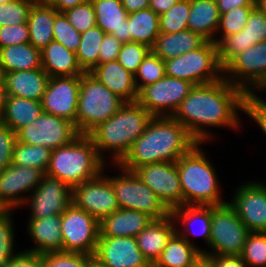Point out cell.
<instances>
[{
  "label": "cell",
  "mask_w": 266,
  "mask_h": 267,
  "mask_svg": "<svg viewBox=\"0 0 266 267\" xmlns=\"http://www.w3.org/2000/svg\"><path fill=\"white\" fill-rule=\"evenodd\" d=\"M58 12L80 5L88 0H47Z\"/></svg>",
  "instance_id": "obj_58"
},
{
  "label": "cell",
  "mask_w": 266,
  "mask_h": 267,
  "mask_svg": "<svg viewBox=\"0 0 266 267\" xmlns=\"http://www.w3.org/2000/svg\"><path fill=\"white\" fill-rule=\"evenodd\" d=\"M88 267H105V266L101 265L97 260L92 258L88 264Z\"/></svg>",
  "instance_id": "obj_61"
},
{
  "label": "cell",
  "mask_w": 266,
  "mask_h": 267,
  "mask_svg": "<svg viewBox=\"0 0 266 267\" xmlns=\"http://www.w3.org/2000/svg\"><path fill=\"white\" fill-rule=\"evenodd\" d=\"M29 43V29L27 23L0 27V48Z\"/></svg>",
  "instance_id": "obj_51"
},
{
  "label": "cell",
  "mask_w": 266,
  "mask_h": 267,
  "mask_svg": "<svg viewBox=\"0 0 266 267\" xmlns=\"http://www.w3.org/2000/svg\"><path fill=\"white\" fill-rule=\"evenodd\" d=\"M152 117L138 101L125 102L113 116L97 125L87 135L104 161L103 153L112 152V162L115 165L129 152Z\"/></svg>",
  "instance_id": "obj_3"
},
{
  "label": "cell",
  "mask_w": 266,
  "mask_h": 267,
  "mask_svg": "<svg viewBox=\"0 0 266 267\" xmlns=\"http://www.w3.org/2000/svg\"><path fill=\"white\" fill-rule=\"evenodd\" d=\"M223 73L228 82L245 93L258 90L266 82V41L256 43L236 55L223 68Z\"/></svg>",
  "instance_id": "obj_12"
},
{
  "label": "cell",
  "mask_w": 266,
  "mask_h": 267,
  "mask_svg": "<svg viewBox=\"0 0 266 267\" xmlns=\"http://www.w3.org/2000/svg\"><path fill=\"white\" fill-rule=\"evenodd\" d=\"M96 15L97 26L115 36L121 43L130 42L128 12L121 0H90Z\"/></svg>",
  "instance_id": "obj_23"
},
{
  "label": "cell",
  "mask_w": 266,
  "mask_h": 267,
  "mask_svg": "<svg viewBox=\"0 0 266 267\" xmlns=\"http://www.w3.org/2000/svg\"><path fill=\"white\" fill-rule=\"evenodd\" d=\"M201 257L202 250L176 232L152 267H193Z\"/></svg>",
  "instance_id": "obj_33"
},
{
  "label": "cell",
  "mask_w": 266,
  "mask_h": 267,
  "mask_svg": "<svg viewBox=\"0 0 266 267\" xmlns=\"http://www.w3.org/2000/svg\"><path fill=\"white\" fill-rule=\"evenodd\" d=\"M212 267H248L241 256L206 255Z\"/></svg>",
  "instance_id": "obj_54"
},
{
  "label": "cell",
  "mask_w": 266,
  "mask_h": 267,
  "mask_svg": "<svg viewBox=\"0 0 266 267\" xmlns=\"http://www.w3.org/2000/svg\"><path fill=\"white\" fill-rule=\"evenodd\" d=\"M154 219L149 215L130 209L119 208L99 222L100 235L108 237H136Z\"/></svg>",
  "instance_id": "obj_26"
},
{
  "label": "cell",
  "mask_w": 266,
  "mask_h": 267,
  "mask_svg": "<svg viewBox=\"0 0 266 267\" xmlns=\"http://www.w3.org/2000/svg\"><path fill=\"white\" fill-rule=\"evenodd\" d=\"M8 267H43L42 254L29 249L17 254L14 253Z\"/></svg>",
  "instance_id": "obj_53"
},
{
  "label": "cell",
  "mask_w": 266,
  "mask_h": 267,
  "mask_svg": "<svg viewBox=\"0 0 266 267\" xmlns=\"http://www.w3.org/2000/svg\"><path fill=\"white\" fill-rule=\"evenodd\" d=\"M122 43L113 35L105 34L99 47L98 64L117 60Z\"/></svg>",
  "instance_id": "obj_52"
},
{
  "label": "cell",
  "mask_w": 266,
  "mask_h": 267,
  "mask_svg": "<svg viewBox=\"0 0 266 267\" xmlns=\"http://www.w3.org/2000/svg\"><path fill=\"white\" fill-rule=\"evenodd\" d=\"M17 141L55 150L73 142L79 135L75 123L43 112L17 132Z\"/></svg>",
  "instance_id": "obj_11"
},
{
  "label": "cell",
  "mask_w": 266,
  "mask_h": 267,
  "mask_svg": "<svg viewBox=\"0 0 266 267\" xmlns=\"http://www.w3.org/2000/svg\"><path fill=\"white\" fill-rule=\"evenodd\" d=\"M127 19L130 42L143 43L151 48L160 34L159 15L147 8L129 13Z\"/></svg>",
  "instance_id": "obj_36"
},
{
  "label": "cell",
  "mask_w": 266,
  "mask_h": 267,
  "mask_svg": "<svg viewBox=\"0 0 266 267\" xmlns=\"http://www.w3.org/2000/svg\"><path fill=\"white\" fill-rule=\"evenodd\" d=\"M151 51V48L139 42L122 43L117 61L129 72L135 74L138 67Z\"/></svg>",
  "instance_id": "obj_46"
},
{
  "label": "cell",
  "mask_w": 266,
  "mask_h": 267,
  "mask_svg": "<svg viewBox=\"0 0 266 267\" xmlns=\"http://www.w3.org/2000/svg\"><path fill=\"white\" fill-rule=\"evenodd\" d=\"M5 82L6 96H16L41 101L49 80L43 68L22 70L2 75Z\"/></svg>",
  "instance_id": "obj_24"
},
{
  "label": "cell",
  "mask_w": 266,
  "mask_h": 267,
  "mask_svg": "<svg viewBox=\"0 0 266 267\" xmlns=\"http://www.w3.org/2000/svg\"><path fill=\"white\" fill-rule=\"evenodd\" d=\"M241 257L248 267H266V232H250Z\"/></svg>",
  "instance_id": "obj_41"
},
{
  "label": "cell",
  "mask_w": 266,
  "mask_h": 267,
  "mask_svg": "<svg viewBox=\"0 0 266 267\" xmlns=\"http://www.w3.org/2000/svg\"><path fill=\"white\" fill-rule=\"evenodd\" d=\"M207 40L189 29L179 33H160L151 51L166 61L201 47Z\"/></svg>",
  "instance_id": "obj_30"
},
{
  "label": "cell",
  "mask_w": 266,
  "mask_h": 267,
  "mask_svg": "<svg viewBox=\"0 0 266 267\" xmlns=\"http://www.w3.org/2000/svg\"><path fill=\"white\" fill-rule=\"evenodd\" d=\"M171 215L174 220L181 223L184 227V230H178L177 233L183 237L188 243L194 244L191 242V239H188L189 235L186 232H191L188 228L190 225H193V222H198L197 235H201L204 240H206L207 245L209 246L210 235H211V206H201V205H182L177 208H174L171 211ZM177 219V220H176ZM187 228V229H186ZM194 229V228H193ZM184 231V232H183ZM194 231V230H193ZM191 232L192 235H196L195 232Z\"/></svg>",
  "instance_id": "obj_35"
},
{
  "label": "cell",
  "mask_w": 266,
  "mask_h": 267,
  "mask_svg": "<svg viewBox=\"0 0 266 267\" xmlns=\"http://www.w3.org/2000/svg\"><path fill=\"white\" fill-rule=\"evenodd\" d=\"M197 143L173 117H152L145 131L133 142L129 152L116 166L134 171L156 162H176Z\"/></svg>",
  "instance_id": "obj_2"
},
{
  "label": "cell",
  "mask_w": 266,
  "mask_h": 267,
  "mask_svg": "<svg viewBox=\"0 0 266 267\" xmlns=\"http://www.w3.org/2000/svg\"><path fill=\"white\" fill-rule=\"evenodd\" d=\"M258 4L261 6V8L264 10L266 14V0H258Z\"/></svg>",
  "instance_id": "obj_62"
},
{
  "label": "cell",
  "mask_w": 266,
  "mask_h": 267,
  "mask_svg": "<svg viewBox=\"0 0 266 267\" xmlns=\"http://www.w3.org/2000/svg\"><path fill=\"white\" fill-rule=\"evenodd\" d=\"M197 143L177 161L183 205L219 206L226 204L220 197L215 169Z\"/></svg>",
  "instance_id": "obj_5"
},
{
  "label": "cell",
  "mask_w": 266,
  "mask_h": 267,
  "mask_svg": "<svg viewBox=\"0 0 266 267\" xmlns=\"http://www.w3.org/2000/svg\"><path fill=\"white\" fill-rule=\"evenodd\" d=\"M41 66L49 77L78 76L85 73L78 63L76 53L54 40L41 50Z\"/></svg>",
  "instance_id": "obj_28"
},
{
  "label": "cell",
  "mask_w": 266,
  "mask_h": 267,
  "mask_svg": "<svg viewBox=\"0 0 266 267\" xmlns=\"http://www.w3.org/2000/svg\"><path fill=\"white\" fill-rule=\"evenodd\" d=\"M89 74L124 102L138 100L139 91L134 74L127 71L117 60L98 64Z\"/></svg>",
  "instance_id": "obj_22"
},
{
  "label": "cell",
  "mask_w": 266,
  "mask_h": 267,
  "mask_svg": "<svg viewBox=\"0 0 266 267\" xmlns=\"http://www.w3.org/2000/svg\"><path fill=\"white\" fill-rule=\"evenodd\" d=\"M245 95L240 87L224 77L213 83L194 85L172 117L203 144L212 137L205 129L208 126L239 127L241 121L237 111H244Z\"/></svg>",
  "instance_id": "obj_1"
},
{
  "label": "cell",
  "mask_w": 266,
  "mask_h": 267,
  "mask_svg": "<svg viewBox=\"0 0 266 267\" xmlns=\"http://www.w3.org/2000/svg\"><path fill=\"white\" fill-rule=\"evenodd\" d=\"M52 150L26 143L16 142L13 150L11 164L38 168L44 173L50 164Z\"/></svg>",
  "instance_id": "obj_38"
},
{
  "label": "cell",
  "mask_w": 266,
  "mask_h": 267,
  "mask_svg": "<svg viewBox=\"0 0 266 267\" xmlns=\"http://www.w3.org/2000/svg\"><path fill=\"white\" fill-rule=\"evenodd\" d=\"M44 175L45 173L38 168L16 164H11L0 172V209L13 210L22 206L29 199L23 197V193L33 192Z\"/></svg>",
  "instance_id": "obj_18"
},
{
  "label": "cell",
  "mask_w": 266,
  "mask_h": 267,
  "mask_svg": "<svg viewBox=\"0 0 266 267\" xmlns=\"http://www.w3.org/2000/svg\"><path fill=\"white\" fill-rule=\"evenodd\" d=\"M28 233L36 243L30 249L36 253L63 252V238L61 231V215H52L45 218H30Z\"/></svg>",
  "instance_id": "obj_27"
},
{
  "label": "cell",
  "mask_w": 266,
  "mask_h": 267,
  "mask_svg": "<svg viewBox=\"0 0 266 267\" xmlns=\"http://www.w3.org/2000/svg\"><path fill=\"white\" fill-rule=\"evenodd\" d=\"M149 1L150 0H121L124 9L128 13L149 8Z\"/></svg>",
  "instance_id": "obj_57"
},
{
  "label": "cell",
  "mask_w": 266,
  "mask_h": 267,
  "mask_svg": "<svg viewBox=\"0 0 266 267\" xmlns=\"http://www.w3.org/2000/svg\"><path fill=\"white\" fill-rule=\"evenodd\" d=\"M254 7H235L227 13L220 15L217 30L222 31V37H216L215 43L218 45L225 37L240 32L246 25L249 14Z\"/></svg>",
  "instance_id": "obj_42"
},
{
  "label": "cell",
  "mask_w": 266,
  "mask_h": 267,
  "mask_svg": "<svg viewBox=\"0 0 266 267\" xmlns=\"http://www.w3.org/2000/svg\"><path fill=\"white\" fill-rule=\"evenodd\" d=\"M172 211L183 205V194L176 162H156L133 171Z\"/></svg>",
  "instance_id": "obj_15"
},
{
  "label": "cell",
  "mask_w": 266,
  "mask_h": 267,
  "mask_svg": "<svg viewBox=\"0 0 266 267\" xmlns=\"http://www.w3.org/2000/svg\"><path fill=\"white\" fill-rule=\"evenodd\" d=\"M98 176L72 188V203L94 216L99 222L119 209L109 177Z\"/></svg>",
  "instance_id": "obj_14"
},
{
  "label": "cell",
  "mask_w": 266,
  "mask_h": 267,
  "mask_svg": "<svg viewBox=\"0 0 266 267\" xmlns=\"http://www.w3.org/2000/svg\"><path fill=\"white\" fill-rule=\"evenodd\" d=\"M93 258L105 267H152L139 250L136 237L99 236Z\"/></svg>",
  "instance_id": "obj_20"
},
{
  "label": "cell",
  "mask_w": 266,
  "mask_h": 267,
  "mask_svg": "<svg viewBox=\"0 0 266 267\" xmlns=\"http://www.w3.org/2000/svg\"><path fill=\"white\" fill-rule=\"evenodd\" d=\"M169 77L182 79L194 85L209 84L223 78V68L218 59V46L206 41L201 47L164 61Z\"/></svg>",
  "instance_id": "obj_7"
},
{
  "label": "cell",
  "mask_w": 266,
  "mask_h": 267,
  "mask_svg": "<svg viewBox=\"0 0 266 267\" xmlns=\"http://www.w3.org/2000/svg\"><path fill=\"white\" fill-rule=\"evenodd\" d=\"M262 89V90H265L266 89V82L259 88V90Z\"/></svg>",
  "instance_id": "obj_64"
},
{
  "label": "cell",
  "mask_w": 266,
  "mask_h": 267,
  "mask_svg": "<svg viewBox=\"0 0 266 267\" xmlns=\"http://www.w3.org/2000/svg\"><path fill=\"white\" fill-rule=\"evenodd\" d=\"M80 77H49L41 98L43 112L67 119L76 125Z\"/></svg>",
  "instance_id": "obj_16"
},
{
  "label": "cell",
  "mask_w": 266,
  "mask_h": 267,
  "mask_svg": "<svg viewBox=\"0 0 266 267\" xmlns=\"http://www.w3.org/2000/svg\"><path fill=\"white\" fill-rule=\"evenodd\" d=\"M262 41H266V14L257 4L249 14L245 27L217 45L220 65L224 68L236 55Z\"/></svg>",
  "instance_id": "obj_21"
},
{
  "label": "cell",
  "mask_w": 266,
  "mask_h": 267,
  "mask_svg": "<svg viewBox=\"0 0 266 267\" xmlns=\"http://www.w3.org/2000/svg\"><path fill=\"white\" fill-rule=\"evenodd\" d=\"M220 15L229 12L235 7H255L258 0H216Z\"/></svg>",
  "instance_id": "obj_55"
},
{
  "label": "cell",
  "mask_w": 266,
  "mask_h": 267,
  "mask_svg": "<svg viewBox=\"0 0 266 267\" xmlns=\"http://www.w3.org/2000/svg\"><path fill=\"white\" fill-rule=\"evenodd\" d=\"M165 76L164 60L150 51L134 74L137 90L140 91L143 87L155 83Z\"/></svg>",
  "instance_id": "obj_40"
},
{
  "label": "cell",
  "mask_w": 266,
  "mask_h": 267,
  "mask_svg": "<svg viewBox=\"0 0 266 267\" xmlns=\"http://www.w3.org/2000/svg\"><path fill=\"white\" fill-rule=\"evenodd\" d=\"M193 267H212V265L206 257H201Z\"/></svg>",
  "instance_id": "obj_60"
},
{
  "label": "cell",
  "mask_w": 266,
  "mask_h": 267,
  "mask_svg": "<svg viewBox=\"0 0 266 267\" xmlns=\"http://www.w3.org/2000/svg\"><path fill=\"white\" fill-rule=\"evenodd\" d=\"M58 11L48 1H37L31 8L27 25L29 43L40 51L53 41V26Z\"/></svg>",
  "instance_id": "obj_29"
},
{
  "label": "cell",
  "mask_w": 266,
  "mask_h": 267,
  "mask_svg": "<svg viewBox=\"0 0 266 267\" xmlns=\"http://www.w3.org/2000/svg\"><path fill=\"white\" fill-rule=\"evenodd\" d=\"M25 203L31 206L30 218L61 215L72 204V188L57 178L44 175Z\"/></svg>",
  "instance_id": "obj_19"
},
{
  "label": "cell",
  "mask_w": 266,
  "mask_h": 267,
  "mask_svg": "<svg viewBox=\"0 0 266 267\" xmlns=\"http://www.w3.org/2000/svg\"><path fill=\"white\" fill-rule=\"evenodd\" d=\"M81 34L70 24L63 12H58L55 15L53 26V39L61 43L67 49L74 51L78 50Z\"/></svg>",
  "instance_id": "obj_45"
},
{
  "label": "cell",
  "mask_w": 266,
  "mask_h": 267,
  "mask_svg": "<svg viewBox=\"0 0 266 267\" xmlns=\"http://www.w3.org/2000/svg\"><path fill=\"white\" fill-rule=\"evenodd\" d=\"M43 113L40 101L6 96L1 123L14 132L29 125Z\"/></svg>",
  "instance_id": "obj_32"
},
{
  "label": "cell",
  "mask_w": 266,
  "mask_h": 267,
  "mask_svg": "<svg viewBox=\"0 0 266 267\" xmlns=\"http://www.w3.org/2000/svg\"><path fill=\"white\" fill-rule=\"evenodd\" d=\"M190 0H179L170 10L159 16L160 33H179L188 29Z\"/></svg>",
  "instance_id": "obj_39"
},
{
  "label": "cell",
  "mask_w": 266,
  "mask_h": 267,
  "mask_svg": "<svg viewBox=\"0 0 266 267\" xmlns=\"http://www.w3.org/2000/svg\"><path fill=\"white\" fill-rule=\"evenodd\" d=\"M104 162L92 139L87 134H80L68 145L52 150L45 174L73 188L103 172Z\"/></svg>",
  "instance_id": "obj_4"
},
{
  "label": "cell",
  "mask_w": 266,
  "mask_h": 267,
  "mask_svg": "<svg viewBox=\"0 0 266 267\" xmlns=\"http://www.w3.org/2000/svg\"><path fill=\"white\" fill-rule=\"evenodd\" d=\"M70 24L81 34L96 26V15L88 0L63 12Z\"/></svg>",
  "instance_id": "obj_48"
},
{
  "label": "cell",
  "mask_w": 266,
  "mask_h": 267,
  "mask_svg": "<svg viewBox=\"0 0 266 267\" xmlns=\"http://www.w3.org/2000/svg\"><path fill=\"white\" fill-rule=\"evenodd\" d=\"M105 33L96 25L81 33L80 44L76 51L78 63L85 73L98 65L99 47Z\"/></svg>",
  "instance_id": "obj_37"
},
{
  "label": "cell",
  "mask_w": 266,
  "mask_h": 267,
  "mask_svg": "<svg viewBox=\"0 0 266 267\" xmlns=\"http://www.w3.org/2000/svg\"><path fill=\"white\" fill-rule=\"evenodd\" d=\"M220 14L216 0H190L188 29L215 43Z\"/></svg>",
  "instance_id": "obj_31"
},
{
  "label": "cell",
  "mask_w": 266,
  "mask_h": 267,
  "mask_svg": "<svg viewBox=\"0 0 266 267\" xmlns=\"http://www.w3.org/2000/svg\"><path fill=\"white\" fill-rule=\"evenodd\" d=\"M93 256L72 252L42 253L43 267H88Z\"/></svg>",
  "instance_id": "obj_47"
},
{
  "label": "cell",
  "mask_w": 266,
  "mask_h": 267,
  "mask_svg": "<svg viewBox=\"0 0 266 267\" xmlns=\"http://www.w3.org/2000/svg\"><path fill=\"white\" fill-rule=\"evenodd\" d=\"M179 0H150L149 8L159 16L170 10Z\"/></svg>",
  "instance_id": "obj_56"
},
{
  "label": "cell",
  "mask_w": 266,
  "mask_h": 267,
  "mask_svg": "<svg viewBox=\"0 0 266 267\" xmlns=\"http://www.w3.org/2000/svg\"><path fill=\"white\" fill-rule=\"evenodd\" d=\"M11 209H0V267H8L14 253Z\"/></svg>",
  "instance_id": "obj_44"
},
{
  "label": "cell",
  "mask_w": 266,
  "mask_h": 267,
  "mask_svg": "<svg viewBox=\"0 0 266 267\" xmlns=\"http://www.w3.org/2000/svg\"><path fill=\"white\" fill-rule=\"evenodd\" d=\"M63 252L94 256L100 235L99 221L73 203L61 214Z\"/></svg>",
  "instance_id": "obj_10"
},
{
  "label": "cell",
  "mask_w": 266,
  "mask_h": 267,
  "mask_svg": "<svg viewBox=\"0 0 266 267\" xmlns=\"http://www.w3.org/2000/svg\"><path fill=\"white\" fill-rule=\"evenodd\" d=\"M120 168L123 174L110 177L119 208L145 213L154 220L171 215L157 195L133 172Z\"/></svg>",
  "instance_id": "obj_9"
},
{
  "label": "cell",
  "mask_w": 266,
  "mask_h": 267,
  "mask_svg": "<svg viewBox=\"0 0 266 267\" xmlns=\"http://www.w3.org/2000/svg\"><path fill=\"white\" fill-rule=\"evenodd\" d=\"M194 87L191 82L165 76L139 91L138 102L153 116L172 117Z\"/></svg>",
  "instance_id": "obj_13"
},
{
  "label": "cell",
  "mask_w": 266,
  "mask_h": 267,
  "mask_svg": "<svg viewBox=\"0 0 266 267\" xmlns=\"http://www.w3.org/2000/svg\"><path fill=\"white\" fill-rule=\"evenodd\" d=\"M175 223L172 215L153 220L136 236L139 250L151 265L157 261L171 237L176 233Z\"/></svg>",
  "instance_id": "obj_25"
},
{
  "label": "cell",
  "mask_w": 266,
  "mask_h": 267,
  "mask_svg": "<svg viewBox=\"0 0 266 267\" xmlns=\"http://www.w3.org/2000/svg\"><path fill=\"white\" fill-rule=\"evenodd\" d=\"M125 102L89 73L80 77L76 128L80 134L92 129L113 116Z\"/></svg>",
  "instance_id": "obj_6"
},
{
  "label": "cell",
  "mask_w": 266,
  "mask_h": 267,
  "mask_svg": "<svg viewBox=\"0 0 266 267\" xmlns=\"http://www.w3.org/2000/svg\"><path fill=\"white\" fill-rule=\"evenodd\" d=\"M229 205L250 232H266V185L247 182L235 191Z\"/></svg>",
  "instance_id": "obj_17"
},
{
  "label": "cell",
  "mask_w": 266,
  "mask_h": 267,
  "mask_svg": "<svg viewBox=\"0 0 266 267\" xmlns=\"http://www.w3.org/2000/svg\"><path fill=\"white\" fill-rule=\"evenodd\" d=\"M17 134L8 126L0 123V172L11 165Z\"/></svg>",
  "instance_id": "obj_50"
},
{
  "label": "cell",
  "mask_w": 266,
  "mask_h": 267,
  "mask_svg": "<svg viewBox=\"0 0 266 267\" xmlns=\"http://www.w3.org/2000/svg\"><path fill=\"white\" fill-rule=\"evenodd\" d=\"M10 1H13V0H0V4H2V3H8Z\"/></svg>",
  "instance_id": "obj_63"
},
{
  "label": "cell",
  "mask_w": 266,
  "mask_h": 267,
  "mask_svg": "<svg viewBox=\"0 0 266 267\" xmlns=\"http://www.w3.org/2000/svg\"><path fill=\"white\" fill-rule=\"evenodd\" d=\"M38 0H13L0 4V27L27 23L32 6Z\"/></svg>",
  "instance_id": "obj_43"
},
{
  "label": "cell",
  "mask_w": 266,
  "mask_h": 267,
  "mask_svg": "<svg viewBox=\"0 0 266 267\" xmlns=\"http://www.w3.org/2000/svg\"><path fill=\"white\" fill-rule=\"evenodd\" d=\"M250 231L240 220L229 203L211 206V235L209 247L212 252L202 251L206 255L241 256Z\"/></svg>",
  "instance_id": "obj_8"
},
{
  "label": "cell",
  "mask_w": 266,
  "mask_h": 267,
  "mask_svg": "<svg viewBox=\"0 0 266 267\" xmlns=\"http://www.w3.org/2000/svg\"><path fill=\"white\" fill-rule=\"evenodd\" d=\"M41 51L30 43L0 48V74L41 68Z\"/></svg>",
  "instance_id": "obj_34"
},
{
  "label": "cell",
  "mask_w": 266,
  "mask_h": 267,
  "mask_svg": "<svg viewBox=\"0 0 266 267\" xmlns=\"http://www.w3.org/2000/svg\"><path fill=\"white\" fill-rule=\"evenodd\" d=\"M243 112L254 119L266 135V101L258 97L255 90L246 93Z\"/></svg>",
  "instance_id": "obj_49"
},
{
  "label": "cell",
  "mask_w": 266,
  "mask_h": 267,
  "mask_svg": "<svg viewBox=\"0 0 266 267\" xmlns=\"http://www.w3.org/2000/svg\"><path fill=\"white\" fill-rule=\"evenodd\" d=\"M5 98H6L5 82L3 76L0 74V123L3 115Z\"/></svg>",
  "instance_id": "obj_59"
}]
</instances>
